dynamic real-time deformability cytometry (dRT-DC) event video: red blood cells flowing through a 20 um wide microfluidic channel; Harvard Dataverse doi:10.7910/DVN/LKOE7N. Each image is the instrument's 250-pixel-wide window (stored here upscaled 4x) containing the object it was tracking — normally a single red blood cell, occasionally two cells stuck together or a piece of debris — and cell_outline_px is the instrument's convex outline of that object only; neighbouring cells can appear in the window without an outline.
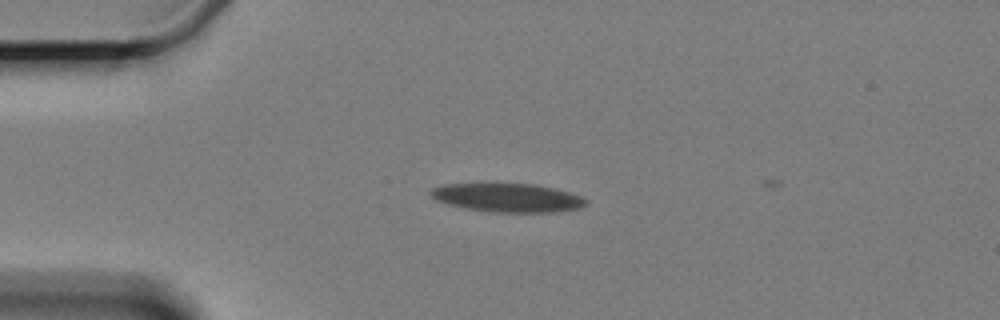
{"species": "Egyptian fruit bat (a non-hibernating species)", "species_latin": "Rousettus aegyptiacus", "temperature_condition": "cold", "stored_images_in_passage": 5, "camera_frame_rate_fps": 3000, "um_per_image_px": 0.085, "animal": {"sex": "female"}, "frame": {"image": 1, "passage_image": 4, "time_ms": 3.333, "image_size_px": [1000, 320], "cell_outline_px": [[588, 204], [580, 208], [552, 212], [488, 212], [448, 204], [436, 200], [432, 196], [432, 188], [444, 184], [532, 184], [556, 188], [572, 192], [588, 200]], "centroid_in_image_um": [43.22, 16.8], "position_along_channel_um": 41.8, "area_um2": 25.78}}